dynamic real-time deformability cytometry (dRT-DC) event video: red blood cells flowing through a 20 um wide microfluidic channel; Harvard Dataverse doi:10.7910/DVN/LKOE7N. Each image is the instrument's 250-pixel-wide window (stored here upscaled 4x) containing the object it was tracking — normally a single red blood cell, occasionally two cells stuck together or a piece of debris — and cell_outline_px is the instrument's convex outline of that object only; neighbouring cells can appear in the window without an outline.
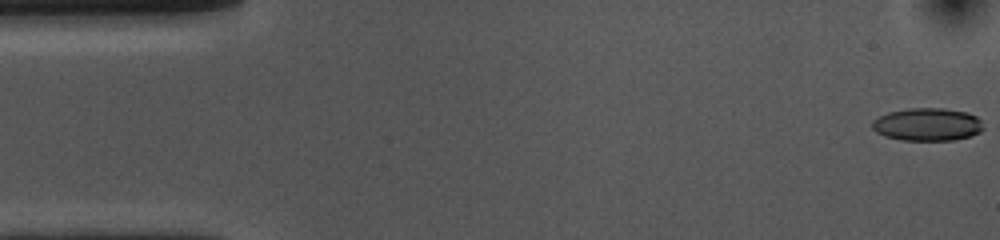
{"species": "common noctule bat (a hibernating species)", "species_latin": "Nyctalus noctula", "temperature_condition": "cold", "stored_images_in_passage": 54, "camera_frame_rate_fps": 3000, "um_per_image_px": 0.085, "animal": {"sex": "female", "body_mass_g": 10.0, "forearm_length_mm": 53.1}, "frame": {"image": 1, "passage_image": 1, "time_ms": 0.0, "image_size_px": [1000, 240], "cell_outline_px": [[984, 128], [980, 132], [972, 136], [956, 140], [900, 140], [884, 136], [876, 132], [872, 128], [872, 120], [888, 112], [908, 108], [944, 108], [968, 112], [976, 116], [980, 120]], "centroid_in_image_um": [78.84, 10.58], "position_along_channel_um": 6.2, "area_um2": 21.5}}
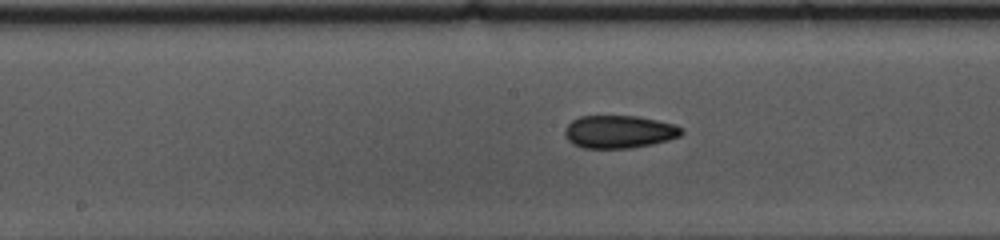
{"frame": {"image": 2, "passage_image": 26, "time_ms": 8.333, "image_size_px": [1000, 240], "cell_outline_px": [[684, 132], [680, 136], [668, 140], [652, 144], [632, 148], [584, 148], [572, 144], [564, 136], [564, 128], [572, 120], [580, 116], [636, 116], [676, 124], [684, 128]], "centroid_in_image_um": [52.63, 11.2], "position_along_channel_um": 195.6, "area_um2": 22.54}}
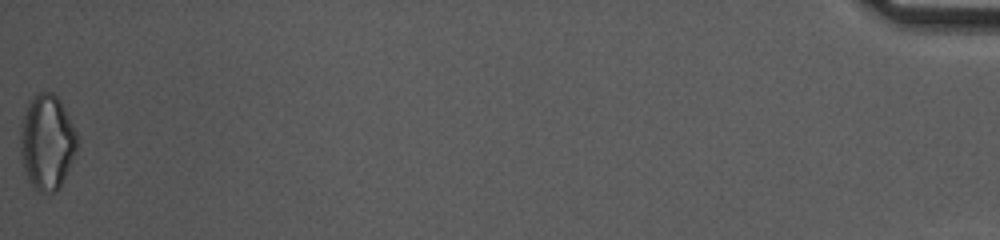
{"frame": {"image": 3, "passage_image": 54, "time_ms": 17.667, "image_size_px": [1000, 240], "cell_outline_px": [[76, 148], [60, 188], [56, 192], [40, 192], [32, 188], [28, 180], [24, 168], [20, 152], [20, 132], [28, 100], [40, 92], [52, 92], [60, 100], [76, 132]], "centroid_in_image_um": [3.96, 12.09], "position_along_channel_um": 431.2, "area_um2": 31.1}, "authors_computed_cell_mechanics": {"area_um2": 22.3686, "velocity_mm_per_s": 3.6625, "shape_relaxation_time_tau1_ms": 6.5125, "shape_relaxation_time_tau2_ms": 5.5571, "deformation_change_tau1": 0.14, "deformation_change_tau2": 0.1335}}